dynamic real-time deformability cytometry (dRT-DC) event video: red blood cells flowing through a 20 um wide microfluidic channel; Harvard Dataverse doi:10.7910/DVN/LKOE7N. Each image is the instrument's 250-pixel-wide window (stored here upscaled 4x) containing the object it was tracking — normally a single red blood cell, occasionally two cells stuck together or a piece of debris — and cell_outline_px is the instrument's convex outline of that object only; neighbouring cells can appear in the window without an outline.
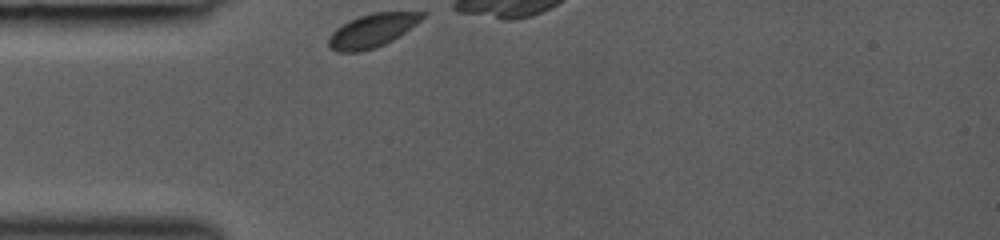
{"species": "common noctule bat (a hibernating species)", "species_latin": "Nyctalus noctula", "temperature_condition": "room temperature", "stored_images_in_passage": 23, "camera_frame_rate_fps": 3000, "um_per_image_px": 0.085, "animal": {"sex": "female", "body_mass_g": 19.0, "forearm_length_mm": 53.3}, "frame": {"image": 1, "passage_image": 1, "time_ms": 0.0, "image_size_px": [1000, 240], "cell_outline_px": [[424, 16], [420, 20], [404, 32], [392, 40], [384, 44], [360, 52], [336, 52], [328, 48], [328, 40], [332, 32], [336, 28], [348, 20], [372, 12], [424, 12]], "centroid_in_image_um": [31.56, 2.6], "position_along_channel_um": 53.4, "area_um2": 18.03}}
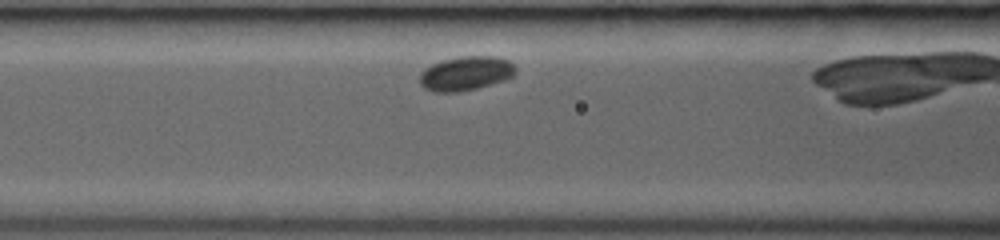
{"frame": {"image": 2, "passage_image": 7, "time_ms": 2.0, "image_size_px": [1000, 240], "cell_outline_px": [[516, 72], [512, 76], [504, 80], [476, 88], [460, 92], [436, 92], [424, 88], [420, 84], [420, 72], [424, 68], [440, 60], [460, 56], [496, 56], [508, 60], [516, 68]], "centroid_in_image_um": [39.56, 6.23], "position_along_channel_um": 127.0, "area_um2": 19.19}}
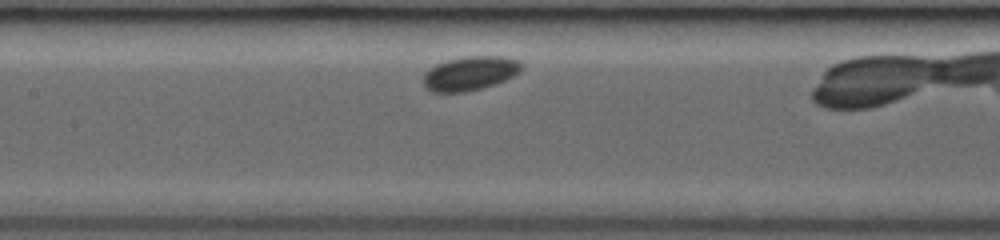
{"frame": {"image": 3, "passage_image": 10, "time_ms": 3.0, "image_size_px": [1000, 240], "cell_outline_px": [[520, 68], [512, 76], [496, 84], [464, 92], [432, 92], [424, 88], [424, 72], [436, 64], [460, 56], [504, 56], [520, 60]], "centroid_in_image_um": [39.9, 6.23], "position_along_channel_um": 167.5, "area_um2": 19.42}}